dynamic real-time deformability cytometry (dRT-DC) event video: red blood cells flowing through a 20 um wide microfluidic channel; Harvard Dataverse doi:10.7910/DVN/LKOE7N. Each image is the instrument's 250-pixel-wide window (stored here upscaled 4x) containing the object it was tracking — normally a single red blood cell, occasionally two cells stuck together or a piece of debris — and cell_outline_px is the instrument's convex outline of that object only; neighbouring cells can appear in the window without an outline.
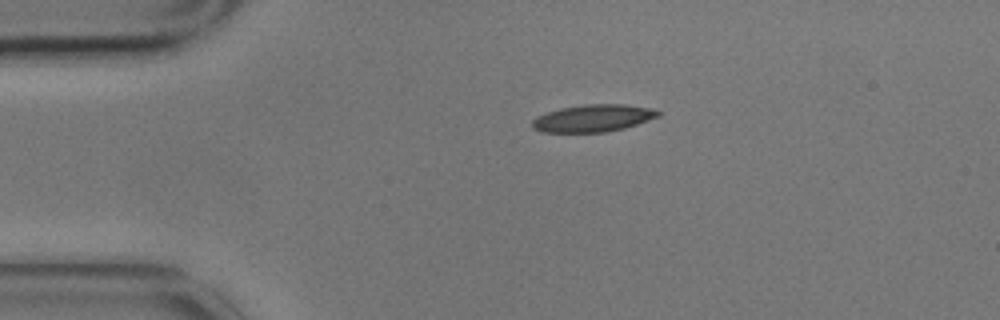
{"species": "common noctule bat (a hibernating species)", "species_latin": "Nyctalus noctula", "temperature_condition": "cold", "stored_images_in_passage": 2, "camera_frame_rate_fps": 3000, "um_per_image_px": 0.085, "animal": {"sex": "male", "body_mass_g": 17.9}, "frame": {"image": 1, "passage_image": 1, "time_ms": 0.0, "image_size_px": [1000, 320], "cell_outline_px": [[664, 112], [660, 116], [624, 128], [604, 132], [540, 132], [532, 128], [532, 120], [536, 116], [548, 112], [564, 108], [584, 104], [624, 104], [652, 108]], "centroid_in_image_um": [50.44, 10.04], "position_along_channel_um": 34.6, "area_um2": 20.0}}